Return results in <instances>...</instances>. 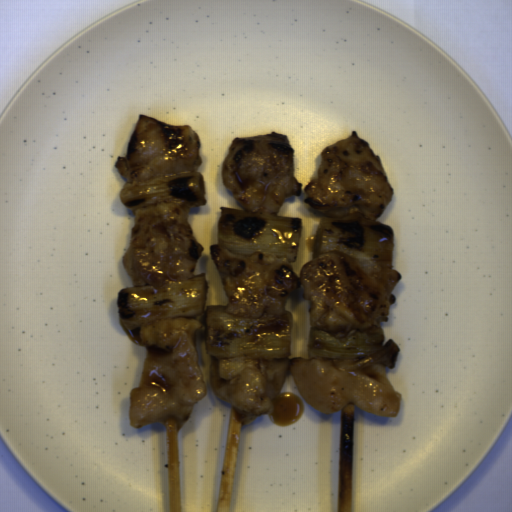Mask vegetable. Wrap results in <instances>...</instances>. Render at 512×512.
I'll return each mask as SVG.
<instances>
[{
	"label": "vegetable",
	"instance_id": "vegetable-1",
	"mask_svg": "<svg viewBox=\"0 0 512 512\" xmlns=\"http://www.w3.org/2000/svg\"><path fill=\"white\" fill-rule=\"evenodd\" d=\"M228 305H207L205 354L219 360L237 355L273 361L291 356L292 312L262 318H243L226 312Z\"/></svg>",
	"mask_w": 512,
	"mask_h": 512
},
{
	"label": "vegetable",
	"instance_id": "vegetable-2",
	"mask_svg": "<svg viewBox=\"0 0 512 512\" xmlns=\"http://www.w3.org/2000/svg\"><path fill=\"white\" fill-rule=\"evenodd\" d=\"M219 210L217 244L224 250L246 257L266 251L279 260L296 262L301 218L253 213L222 205Z\"/></svg>",
	"mask_w": 512,
	"mask_h": 512
},
{
	"label": "vegetable",
	"instance_id": "vegetable-3",
	"mask_svg": "<svg viewBox=\"0 0 512 512\" xmlns=\"http://www.w3.org/2000/svg\"><path fill=\"white\" fill-rule=\"evenodd\" d=\"M206 274L169 282L166 289L122 288L116 292L117 314L123 327L132 331L152 320L200 317L208 301Z\"/></svg>",
	"mask_w": 512,
	"mask_h": 512
},
{
	"label": "vegetable",
	"instance_id": "vegetable-4",
	"mask_svg": "<svg viewBox=\"0 0 512 512\" xmlns=\"http://www.w3.org/2000/svg\"><path fill=\"white\" fill-rule=\"evenodd\" d=\"M385 333L379 326L362 331L351 329L346 337H335L321 329L311 328L309 335L308 360H342V366L349 370L384 365L395 368L400 348L394 339L383 345Z\"/></svg>",
	"mask_w": 512,
	"mask_h": 512
},
{
	"label": "vegetable",
	"instance_id": "vegetable-5",
	"mask_svg": "<svg viewBox=\"0 0 512 512\" xmlns=\"http://www.w3.org/2000/svg\"><path fill=\"white\" fill-rule=\"evenodd\" d=\"M329 243H342L362 251L377 266L392 269L395 232L390 224L366 219L359 211L340 217L321 218L315 234L312 260Z\"/></svg>",
	"mask_w": 512,
	"mask_h": 512
},
{
	"label": "vegetable",
	"instance_id": "vegetable-6",
	"mask_svg": "<svg viewBox=\"0 0 512 512\" xmlns=\"http://www.w3.org/2000/svg\"><path fill=\"white\" fill-rule=\"evenodd\" d=\"M206 191L202 173L194 171L124 183L119 197L122 204L132 209V212L159 202L207 205Z\"/></svg>",
	"mask_w": 512,
	"mask_h": 512
}]
</instances>
